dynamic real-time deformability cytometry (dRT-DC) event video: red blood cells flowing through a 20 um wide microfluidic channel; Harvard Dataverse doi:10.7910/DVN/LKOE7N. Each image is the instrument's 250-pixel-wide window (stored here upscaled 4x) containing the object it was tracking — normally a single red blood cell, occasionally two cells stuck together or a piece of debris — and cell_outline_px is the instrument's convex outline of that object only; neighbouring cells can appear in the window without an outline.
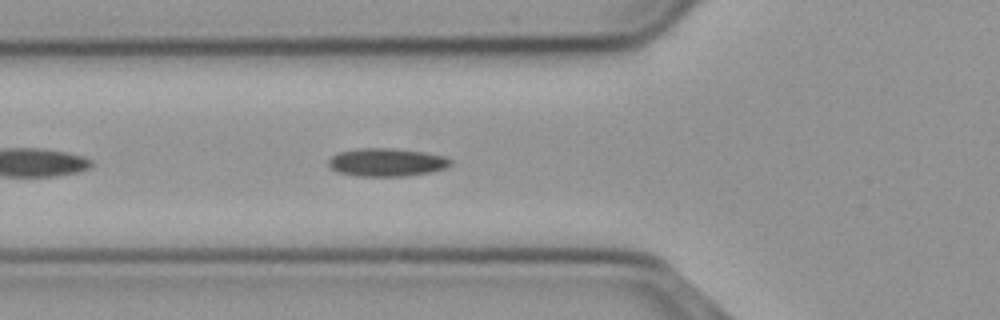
{"species": "common noctule bat (a hibernating species)", "species_latin": "Nyctalus noctula", "temperature_condition": "cold", "stored_images_in_passage": 43, "camera_frame_rate_fps": 3000, "um_per_image_px": 0.085, "animal": {"sex": "male", "body_mass_g": 23.1, "forearm_length_mm": 52.7}, "frame": {"image": 1, "passage_image": 6, "time_ms": 1.667, "image_size_px": [1000, 320], "cell_outline_px": [[452, 164], [444, 168], [432, 172], [408, 176], [356, 176], [340, 172], [332, 168], [328, 164], [328, 160], [336, 152], [356, 148], [392, 148], [424, 152], [444, 156], [452, 160]], "centroid_in_image_um": [32.87, 13.79], "position_along_channel_um": 92.9, "area_um2": 20.11}}
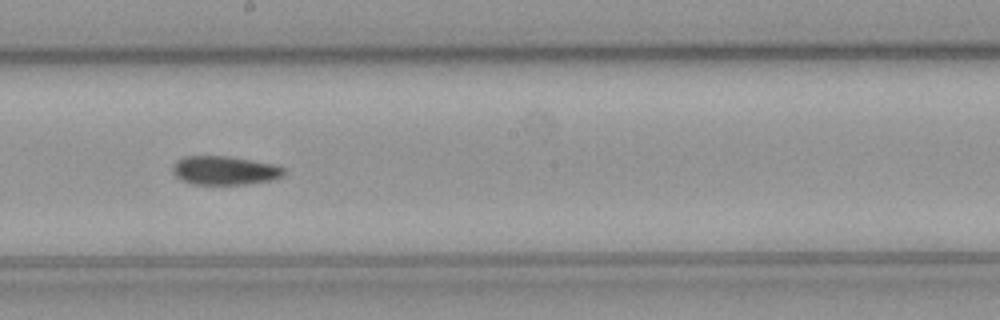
{"frame": {"image": 2, "passage_image": 17, "time_ms": 5.333, "image_size_px": [1000, 320], "cell_outline_px": [[288, 172], [284, 176], [272, 180], [248, 184], [192, 184], [180, 180], [172, 172], [172, 168], [184, 156], [228, 156], [252, 160], [272, 164], [284, 168]], "centroid_in_image_um": [19.14, 14.5], "position_along_channel_um": 229.1, "area_um2": 18.67}}
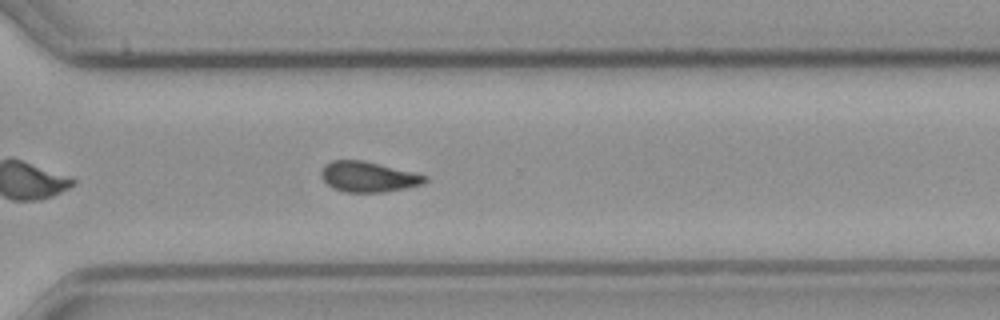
{"frame": {"image": 3, "passage_image": 26, "time_ms": 8.333, "image_size_px": [1000, 320], "cell_outline_px": [[428, 180], [424, 184], [384, 192], [344, 192], [332, 188], [320, 176], [320, 172], [324, 164], [332, 160], [364, 160], [428, 176]], "centroid_in_image_um": [31.28, 15.02], "position_along_channel_um": 339.3, "area_um2": 18.44}}